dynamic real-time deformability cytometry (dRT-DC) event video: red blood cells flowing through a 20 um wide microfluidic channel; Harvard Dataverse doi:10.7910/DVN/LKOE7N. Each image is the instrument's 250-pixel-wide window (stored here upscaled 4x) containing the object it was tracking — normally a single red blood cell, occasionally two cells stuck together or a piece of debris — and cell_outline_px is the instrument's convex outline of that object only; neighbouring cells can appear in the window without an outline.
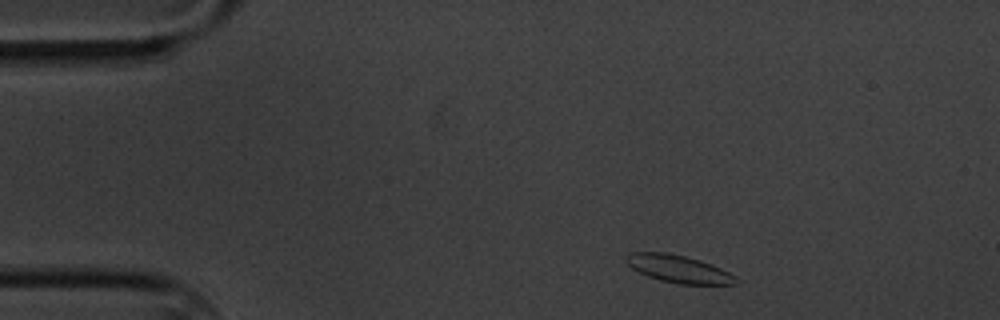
{"species": "common noctule bat (a hibernating species)", "species_latin": "Nyctalus noctula", "temperature_condition": "cold", "stored_images_in_passage": 3, "camera_frame_rate_fps": 3000, "um_per_image_px": 0.085, "animal": {"sex": "male", "body_mass_g": 20.1, "forearm_length_mm": 53.5}, "frame": {"image": 1, "passage_image": 1, "time_ms": 0.0, "image_size_px": [1000, 320], "cell_outline_px": [[736, 284], [676, 284], [660, 280], [648, 276], [632, 268], [624, 260], [624, 256], [628, 252], [668, 252], [700, 260], [720, 268], [736, 276]], "centroid_in_image_um": [57.62, 22.84], "position_along_channel_um": 27.4, "area_um2": 17.57}}